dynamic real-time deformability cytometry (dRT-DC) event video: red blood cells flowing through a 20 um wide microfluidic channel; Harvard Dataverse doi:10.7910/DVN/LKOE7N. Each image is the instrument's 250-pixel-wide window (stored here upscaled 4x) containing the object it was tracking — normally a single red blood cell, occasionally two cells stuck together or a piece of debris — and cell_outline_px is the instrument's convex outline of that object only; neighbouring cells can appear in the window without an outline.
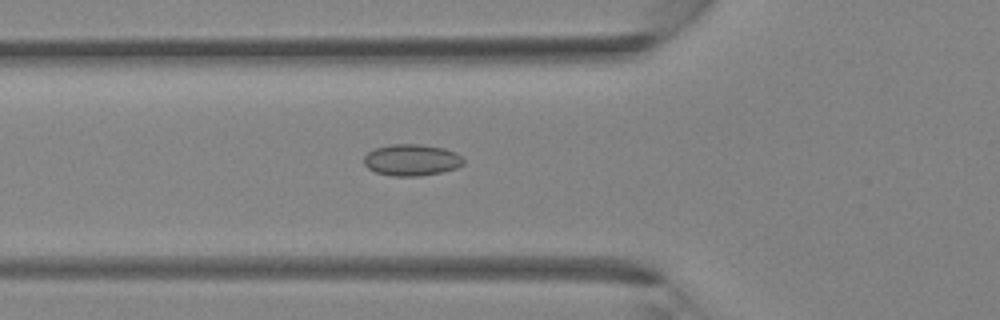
{"species": "Egyptian fruit bat (a non-hibernating species)", "species_latin": "Rousettus aegyptiacus", "temperature_condition": "room temperature", "stored_images_in_passage": 35, "camera_frame_rate_fps": 3000, "um_per_image_px": 0.085, "animal": {"sex": "female"}, "frame": {"image": 1, "passage_image": 11, "time_ms": 3.333, "image_size_px": [1000, 320], "cell_outline_px": [[464, 164], [456, 168], [440, 172], [420, 176], [392, 176], [376, 172], [368, 168], [364, 164], [364, 156], [368, 152], [376, 148], [392, 144], [420, 144], [444, 148], [456, 152], [464, 160]], "centroid_in_image_um": [34.99, 13.6], "position_along_channel_um": 90.8, "area_um2": 18.26}}
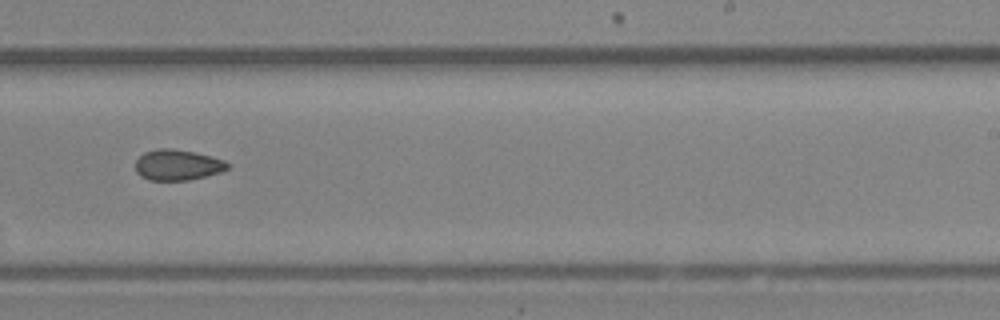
{"frame": {"image": 2, "passage_image": 21, "time_ms": 6.667, "image_size_px": [1000, 320], "cell_outline_px": [[228, 168], [220, 172], [188, 180], [148, 180], [140, 176], [136, 172], [136, 160], [144, 152], [160, 148], [172, 148], [212, 156], [224, 160], [228, 164]], "centroid_in_image_um": [15.06, 14.02], "position_along_channel_um": 273.9, "area_um2": 16.36}}
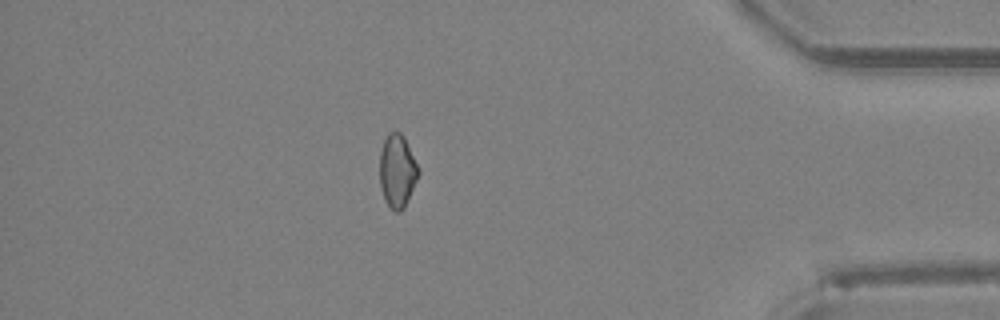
{"frame": {"image": 3, "passage_image": 30, "time_ms": 9.667, "image_size_px": [1000, 320], "cell_outline_px": [[420, 172], [404, 208], [400, 212], [396, 212], [384, 200], [380, 188], [380, 152], [384, 140], [388, 132], [400, 132], [404, 136], [420, 168]], "centroid_in_image_um": [33.77, 14.52], "position_along_channel_um": 401.4, "area_um2": 16.59}}